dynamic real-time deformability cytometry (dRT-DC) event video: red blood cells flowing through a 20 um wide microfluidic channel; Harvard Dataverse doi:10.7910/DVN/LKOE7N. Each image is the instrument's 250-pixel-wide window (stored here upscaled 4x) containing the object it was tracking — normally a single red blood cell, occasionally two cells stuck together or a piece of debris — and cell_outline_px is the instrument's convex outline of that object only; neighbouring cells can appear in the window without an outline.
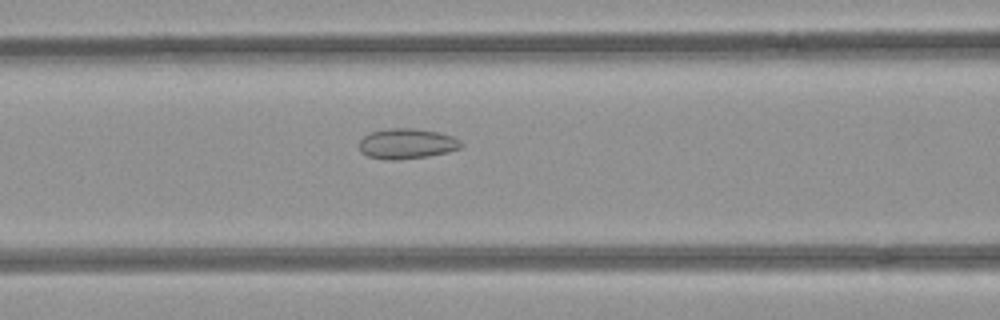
{"species": "common noctule bat (a hibernating species)", "species_latin": "Nyctalus noctula", "temperature_condition": "room temperature", "stored_images_in_passage": 38, "camera_frame_rate_fps": 3000, "um_per_image_px": 0.085, "animal": {"sex": "female", "body_mass_g": 21.9}, "frame": {"image": 1, "passage_image": 8, "time_ms": 2.333, "image_size_px": [1000, 320], "cell_outline_px": [[464, 144], [460, 148], [448, 152], [428, 156], [396, 160], [384, 160], [368, 156], [360, 152], [360, 140], [364, 136], [372, 132], [388, 128], [412, 128], [436, 132], [452, 136], [460, 140]], "centroid_in_image_um": [34.58, 12.22], "position_along_channel_um": 132.0, "area_um2": 17.98}}
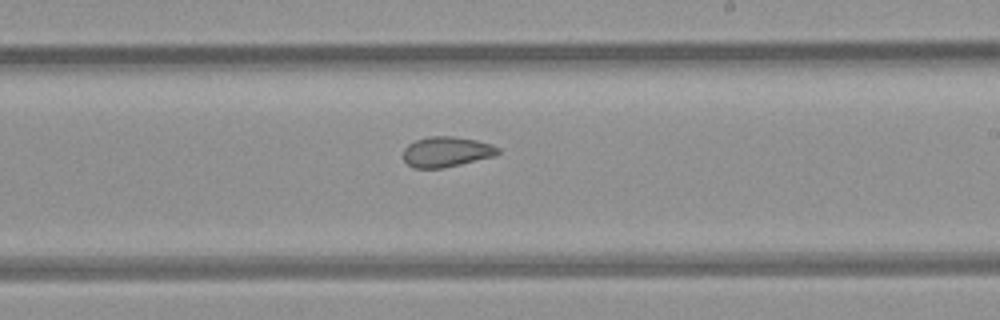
{"frame": {"image": 2, "passage_image": 17, "time_ms": 5.333, "image_size_px": [1000, 320], "cell_outline_px": [[500, 152], [492, 156], [444, 168], [412, 168], [404, 160], [404, 148], [408, 144], [416, 140], [428, 136], [452, 136], [476, 140], [492, 144], [500, 148]], "centroid_in_image_um": [37.93, 12.9], "position_along_channel_um": 251.1, "area_um2": 16.65}}
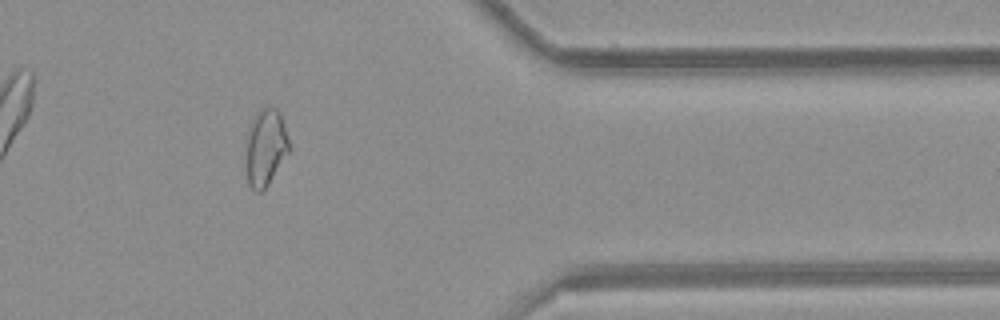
{"frame": {"image": 3, "passage_image": 29, "time_ms": 9.333, "image_size_px": [1000, 320], "cell_outline_px": [[292, 148], [268, 184], [260, 192], [256, 192], [248, 184], [248, 136], [252, 120], [264, 108], [276, 108], [280, 112]], "centroid_in_image_um": [22.64, 12.55], "position_along_channel_um": 388.8, "area_um2": 18.67}}